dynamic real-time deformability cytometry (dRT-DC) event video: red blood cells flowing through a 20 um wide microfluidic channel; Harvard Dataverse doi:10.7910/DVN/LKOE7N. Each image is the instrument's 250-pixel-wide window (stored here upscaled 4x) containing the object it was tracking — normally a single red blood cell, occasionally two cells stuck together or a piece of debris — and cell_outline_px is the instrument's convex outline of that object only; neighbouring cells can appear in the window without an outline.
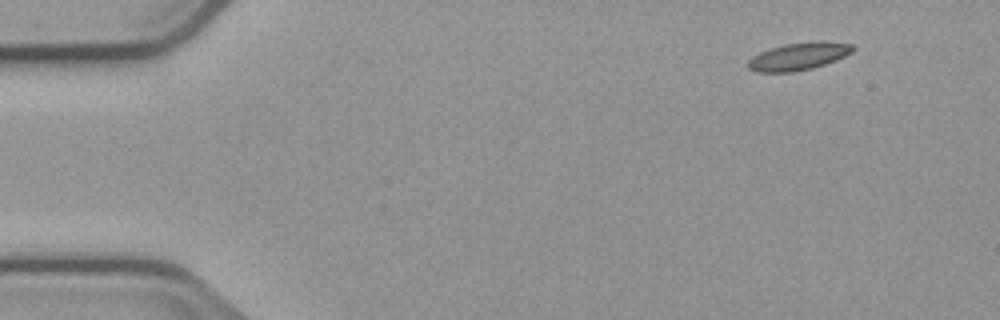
{"species": "common noctule bat (a hibernating species)", "species_latin": "Nyctalus noctula", "temperature_condition": "cold", "stored_images_in_passage": 5, "camera_frame_rate_fps": 3000, "um_per_image_px": 0.085, "animal": {"sex": "male", "body_mass_g": 23.1, "forearm_length_mm": 52.7}, "frame": {"image": 1, "passage_image": 1, "time_ms": 0.0, "image_size_px": [1000, 320], "cell_outline_px": [[856, 48], [852, 52], [836, 60], [812, 68], [792, 72], [756, 72], [748, 68], [748, 60], [752, 56], [760, 52], [784, 44], [852, 44]], "centroid_in_image_um": [67.78, 4.85], "position_along_channel_um": 17.2, "area_um2": 15.84}}
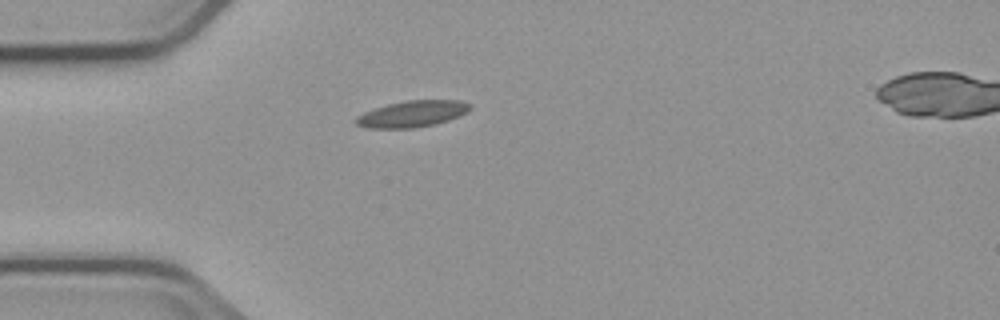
{"frame": {"image": 2, "passage_image": 4, "time_ms": 3.333, "image_size_px": [1000, 320], "cell_outline_px": [[472, 108], [468, 112], [460, 116], [436, 124], [412, 128], [368, 128], [356, 124], [352, 120], [356, 116], [364, 112], [388, 104], [408, 100], [460, 100], [472, 104]], "centroid_in_image_um": [35.06, 9.68], "position_along_channel_um": 49.9, "area_um2": 17.69}}